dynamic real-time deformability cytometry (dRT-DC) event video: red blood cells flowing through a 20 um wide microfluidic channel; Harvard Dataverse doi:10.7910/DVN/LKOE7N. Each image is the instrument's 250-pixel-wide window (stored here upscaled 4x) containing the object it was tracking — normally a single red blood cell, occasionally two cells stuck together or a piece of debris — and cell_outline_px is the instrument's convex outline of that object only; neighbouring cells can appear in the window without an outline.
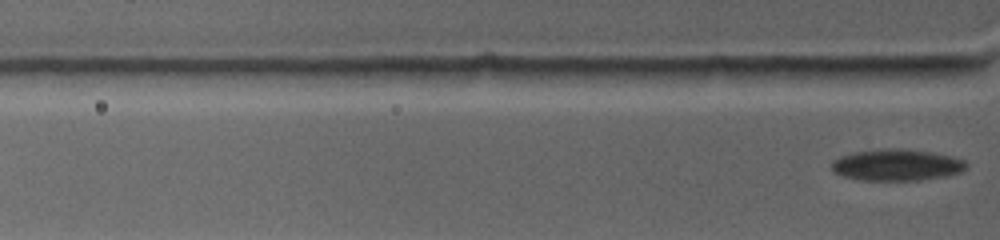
{"species": "common noctule bat (a hibernating species)", "species_latin": "Nyctalus noctula", "temperature_condition": "warm", "stored_images_in_passage": 6, "segment_of_instrument_passage": [2, 2], "camera_frame_rate_fps": 4500, "um_per_image_px": 0.085, "animal": {"sex": "female", "body_mass_g": 19.0, "forearm_length_mm": 53.3}, "frame": {"image": 1, "passage_image": 6, "time_ms": 4.222, "image_size_px": [1000, 240], "cell_outline_px": [[968, 168], [960, 172], [944, 176], [920, 180], [860, 180], [844, 176], [836, 172], [832, 168], [832, 160], [840, 156], [852, 152], [884, 148], [900, 148], [932, 152], [952, 156], [964, 160], [968, 164]], "centroid_in_image_um": [76.24, 14.01], "position_along_channel_um": 49.6, "area_um2": 24.8}}